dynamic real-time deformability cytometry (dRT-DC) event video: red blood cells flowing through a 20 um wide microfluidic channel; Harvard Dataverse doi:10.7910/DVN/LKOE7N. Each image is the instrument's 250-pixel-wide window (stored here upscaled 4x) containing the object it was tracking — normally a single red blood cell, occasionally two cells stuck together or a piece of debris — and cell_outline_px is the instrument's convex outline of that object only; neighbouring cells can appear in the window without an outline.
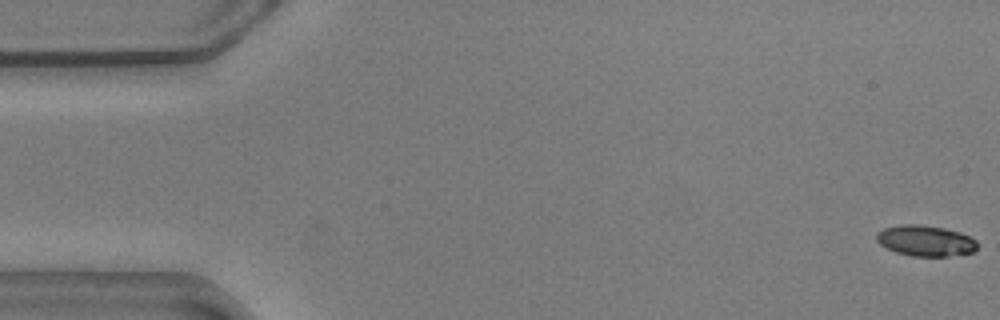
{"species": "common noctule bat (a hibernating species)", "species_latin": "Nyctalus noctula", "temperature_condition": "warm", "stored_images_in_passage": 57, "camera_frame_rate_fps": 3000, "um_per_image_px": 0.085, "animal": {"sex": "male", "body_mass_g": 20.5, "forearm_length_mm": 52.5}, "frame": {"image": 1, "passage_image": 1, "time_ms": 0.0, "image_size_px": [1000, 320], "cell_outline_px": [[976, 248], [972, 252], [948, 256], [912, 256], [896, 252], [880, 244], [876, 240], [876, 232], [884, 228], [900, 224], [920, 224], [944, 228], [960, 232], [976, 240]], "centroid_in_image_um": [78.63, 20.45], "position_along_channel_um": 6.4, "area_um2": 18.03}}
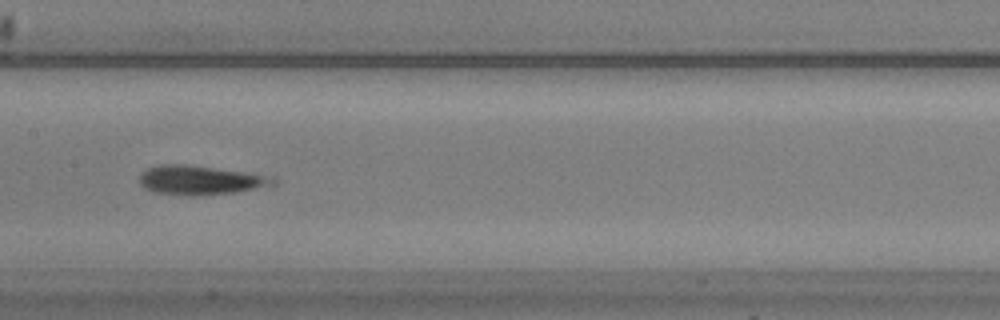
{"frame": {"image": 2, "passage_image": 28, "time_ms": 9.0, "image_size_px": [1000, 320], "cell_outline_px": [[276, 184], [236, 192], [192, 196], [156, 192], [140, 184], [140, 172], [148, 168], [160, 164], [188, 164], [276, 176]], "centroid_in_image_um": [17.06, 15.29], "position_along_channel_um": 190.3, "area_um2": 22.72}}
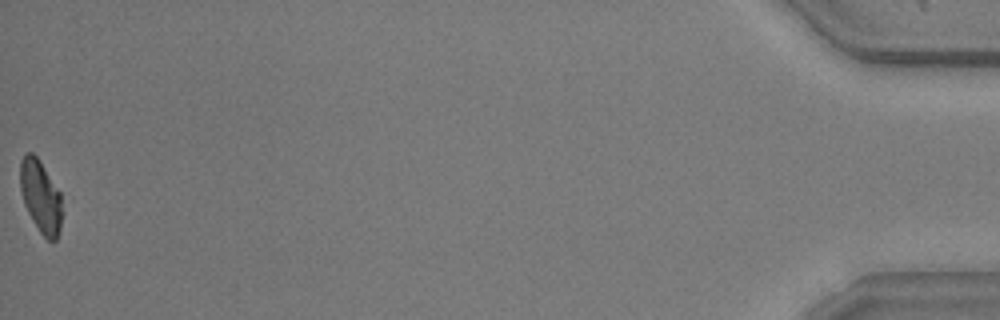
{"frame": {"image": 3, "passage_image": 57, "time_ms": 18.667, "image_size_px": [1000, 320], "cell_outline_px": [[60, 232], [56, 240], [48, 240], [40, 232], [28, 212], [24, 204], [20, 188], [20, 160], [24, 152], [32, 152], [40, 160], [60, 192]], "centroid_in_image_um": [3.42, 16.65], "position_along_channel_um": 431.8, "area_um2": 17.51}}